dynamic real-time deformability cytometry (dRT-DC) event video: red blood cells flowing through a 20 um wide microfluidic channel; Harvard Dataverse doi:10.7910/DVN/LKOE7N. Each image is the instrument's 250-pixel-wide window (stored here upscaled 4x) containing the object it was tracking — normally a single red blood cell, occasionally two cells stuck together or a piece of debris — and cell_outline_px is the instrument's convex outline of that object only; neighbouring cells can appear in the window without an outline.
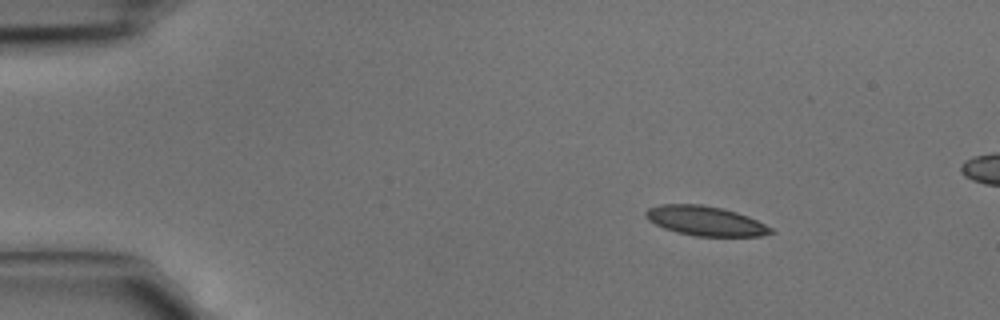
{"species": "common noctule bat (a hibernating species)", "species_latin": "Nyctalus noctula", "temperature_condition": "cold", "stored_images_in_passage": 3, "camera_frame_rate_fps": 3000, "um_per_image_px": 0.085, "animal": {"sex": "male", "body_mass_g": 15.6}, "frame": {"image": 1, "passage_image": 1, "time_ms": 0.0, "image_size_px": [1000, 320], "cell_outline_px": [[776, 232], [760, 236], [696, 236], [676, 232], [664, 228], [648, 220], [644, 216], [644, 212], [648, 208], [660, 204], [700, 204], [720, 208], [736, 212], [748, 216], [772, 228]], "centroid_in_image_um": [59.94, 18.77], "position_along_channel_um": 25.1, "area_um2": 21.5}}